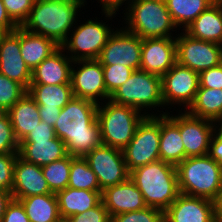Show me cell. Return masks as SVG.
I'll list each match as a JSON object with an SVG mask.
<instances>
[{
  "label": "cell",
  "mask_w": 222,
  "mask_h": 222,
  "mask_svg": "<svg viewBox=\"0 0 222 222\" xmlns=\"http://www.w3.org/2000/svg\"><path fill=\"white\" fill-rule=\"evenodd\" d=\"M56 137L54 127L49 126L45 122H40L33 131L22 141H36L42 139H54Z\"/></svg>",
  "instance_id": "obj_43"
},
{
  "label": "cell",
  "mask_w": 222,
  "mask_h": 222,
  "mask_svg": "<svg viewBox=\"0 0 222 222\" xmlns=\"http://www.w3.org/2000/svg\"><path fill=\"white\" fill-rule=\"evenodd\" d=\"M111 222H164V212L147 206L141 210L112 216Z\"/></svg>",
  "instance_id": "obj_36"
},
{
  "label": "cell",
  "mask_w": 222,
  "mask_h": 222,
  "mask_svg": "<svg viewBox=\"0 0 222 222\" xmlns=\"http://www.w3.org/2000/svg\"><path fill=\"white\" fill-rule=\"evenodd\" d=\"M109 100L139 111L145 110L143 113L146 116H157L158 113L149 114L146 111L151 107L155 109L164 106L161 77L141 69L134 70L130 78L110 96Z\"/></svg>",
  "instance_id": "obj_7"
},
{
  "label": "cell",
  "mask_w": 222,
  "mask_h": 222,
  "mask_svg": "<svg viewBox=\"0 0 222 222\" xmlns=\"http://www.w3.org/2000/svg\"><path fill=\"white\" fill-rule=\"evenodd\" d=\"M55 222H73L71 217L60 216Z\"/></svg>",
  "instance_id": "obj_51"
},
{
  "label": "cell",
  "mask_w": 222,
  "mask_h": 222,
  "mask_svg": "<svg viewBox=\"0 0 222 222\" xmlns=\"http://www.w3.org/2000/svg\"><path fill=\"white\" fill-rule=\"evenodd\" d=\"M6 113L19 143L41 122L38 105L28 92Z\"/></svg>",
  "instance_id": "obj_24"
},
{
  "label": "cell",
  "mask_w": 222,
  "mask_h": 222,
  "mask_svg": "<svg viewBox=\"0 0 222 222\" xmlns=\"http://www.w3.org/2000/svg\"><path fill=\"white\" fill-rule=\"evenodd\" d=\"M215 222H222V194L214 201Z\"/></svg>",
  "instance_id": "obj_49"
},
{
  "label": "cell",
  "mask_w": 222,
  "mask_h": 222,
  "mask_svg": "<svg viewBox=\"0 0 222 222\" xmlns=\"http://www.w3.org/2000/svg\"><path fill=\"white\" fill-rule=\"evenodd\" d=\"M28 94L42 108H64L74 97L71 84H30Z\"/></svg>",
  "instance_id": "obj_30"
},
{
  "label": "cell",
  "mask_w": 222,
  "mask_h": 222,
  "mask_svg": "<svg viewBox=\"0 0 222 222\" xmlns=\"http://www.w3.org/2000/svg\"><path fill=\"white\" fill-rule=\"evenodd\" d=\"M6 34V32L0 28V41H1V38Z\"/></svg>",
  "instance_id": "obj_52"
},
{
  "label": "cell",
  "mask_w": 222,
  "mask_h": 222,
  "mask_svg": "<svg viewBox=\"0 0 222 222\" xmlns=\"http://www.w3.org/2000/svg\"><path fill=\"white\" fill-rule=\"evenodd\" d=\"M74 64H78L77 70ZM70 83L74 97L96 104H100L104 99H110L104 84L103 67L97 59L73 61Z\"/></svg>",
  "instance_id": "obj_13"
},
{
  "label": "cell",
  "mask_w": 222,
  "mask_h": 222,
  "mask_svg": "<svg viewBox=\"0 0 222 222\" xmlns=\"http://www.w3.org/2000/svg\"><path fill=\"white\" fill-rule=\"evenodd\" d=\"M97 110L98 104L78 97L61 109L54 131L65 143L69 155L85 157L102 144Z\"/></svg>",
  "instance_id": "obj_1"
},
{
  "label": "cell",
  "mask_w": 222,
  "mask_h": 222,
  "mask_svg": "<svg viewBox=\"0 0 222 222\" xmlns=\"http://www.w3.org/2000/svg\"><path fill=\"white\" fill-rule=\"evenodd\" d=\"M98 104L97 121L102 144L123 150L134 137L139 123L146 116L128 105L111 100Z\"/></svg>",
  "instance_id": "obj_5"
},
{
  "label": "cell",
  "mask_w": 222,
  "mask_h": 222,
  "mask_svg": "<svg viewBox=\"0 0 222 222\" xmlns=\"http://www.w3.org/2000/svg\"><path fill=\"white\" fill-rule=\"evenodd\" d=\"M10 18L21 26L33 8L35 0H2Z\"/></svg>",
  "instance_id": "obj_39"
},
{
  "label": "cell",
  "mask_w": 222,
  "mask_h": 222,
  "mask_svg": "<svg viewBox=\"0 0 222 222\" xmlns=\"http://www.w3.org/2000/svg\"><path fill=\"white\" fill-rule=\"evenodd\" d=\"M18 153L0 154V190L12 191L14 166Z\"/></svg>",
  "instance_id": "obj_38"
},
{
  "label": "cell",
  "mask_w": 222,
  "mask_h": 222,
  "mask_svg": "<svg viewBox=\"0 0 222 222\" xmlns=\"http://www.w3.org/2000/svg\"><path fill=\"white\" fill-rule=\"evenodd\" d=\"M18 152L19 142L14 135L10 118L6 112H0V154Z\"/></svg>",
  "instance_id": "obj_37"
},
{
  "label": "cell",
  "mask_w": 222,
  "mask_h": 222,
  "mask_svg": "<svg viewBox=\"0 0 222 222\" xmlns=\"http://www.w3.org/2000/svg\"><path fill=\"white\" fill-rule=\"evenodd\" d=\"M19 201L30 222H55L60 217L58 199L54 193L34 195Z\"/></svg>",
  "instance_id": "obj_28"
},
{
  "label": "cell",
  "mask_w": 222,
  "mask_h": 222,
  "mask_svg": "<svg viewBox=\"0 0 222 222\" xmlns=\"http://www.w3.org/2000/svg\"><path fill=\"white\" fill-rule=\"evenodd\" d=\"M215 1L216 0H165L173 23L176 27L183 28V31Z\"/></svg>",
  "instance_id": "obj_31"
},
{
  "label": "cell",
  "mask_w": 222,
  "mask_h": 222,
  "mask_svg": "<svg viewBox=\"0 0 222 222\" xmlns=\"http://www.w3.org/2000/svg\"><path fill=\"white\" fill-rule=\"evenodd\" d=\"M100 5H102V13H104L105 17H108L107 19H111V17L114 18V16L117 14L116 11H119V8L123 3L126 1V4H130L131 2L135 0H99Z\"/></svg>",
  "instance_id": "obj_44"
},
{
  "label": "cell",
  "mask_w": 222,
  "mask_h": 222,
  "mask_svg": "<svg viewBox=\"0 0 222 222\" xmlns=\"http://www.w3.org/2000/svg\"><path fill=\"white\" fill-rule=\"evenodd\" d=\"M85 2L87 3L86 0H35L32 10L20 27L61 46L77 23L78 12L85 6Z\"/></svg>",
  "instance_id": "obj_2"
},
{
  "label": "cell",
  "mask_w": 222,
  "mask_h": 222,
  "mask_svg": "<svg viewBox=\"0 0 222 222\" xmlns=\"http://www.w3.org/2000/svg\"><path fill=\"white\" fill-rule=\"evenodd\" d=\"M129 177L148 207L164 212L180 194L176 166L162 160L132 170Z\"/></svg>",
  "instance_id": "obj_3"
},
{
  "label": "cell",
  "mask_w": 222,
  "mask_h": 222,
  "mask_svg": "<svg viewBox=\"0 0 222 222\" xmlns=\"http://www.w3.org/2000/svg\"><path fill=\"white\" fill-rule=\"evenodd\" d=\"M199 88L222 89V63L199 73Z\"/></svg>",
  "instance_id": "obj_41"
},
{
  "label": "cell",
  "mask_w": 222,
  "mask_h": 222,
  "mask_svg": "<svg viewBox=\"0 0 222 222\" xmlns=\"http://www.w3.org/2000/svg\"><path fill=\"white\" fill-rule=\"evenodd\" d=\"M101 199L110 217L147 207L141 191L130 177L123 183L104 189Z\"/></svg>",
  "instance_id": "obj_20"
},
{
  "label": "cell",
  "mask_w": 222,
  "mask_h": 222,
  "mask_svg": "<svg viewBox=\"0 0 222 222\" xmlns=\"http://www.w3.org/2000/svg\"><path fill=\"white\" fill-rule=\"evenodd\" d=\"M0 73L20 83L28 90L32 71L26 65L20 53V26L6 33L0 41Z\"/></svg>",
  "instance_id": "obj_17"
},
{
  "label": "cell",
  "mask_w": 222,
  "mask_h": 222,
  "mask_svg": "<svg viewBox=\"0 0 222 222\" xmlns=\"http://www.w3.org/2000/svg\"><path fill=\"white\" fill-rule=\"evenodd\" d=\"M101 50L98 61L102 65H123L140 69L142 39L124 28H116Z\"/></svg>",
  "instance_id": "obj_15"
},
{
  "label": "cell",
  "mask_w": 222,
  "mask_h": 222,
  "mask_svg": "<svg viewBox=\"0 0 222 222\" xmlns=\"http://www.w3.org/2000/svg\"><path fill=\"white\" fill-rule=\"evenodd\" d=\"M19 26L10 18L3 1L0 0V28H2L6 33L13 32Z\"/></svg>",
  "instance_id": "obj_47"
},
{
  "label": "cell",
  "mask_w": 222,
  "mask_h": 222,
  "mask_svg": "<svg viewBox=\"0 0 222 222\" xmlns=\"http://www.w3.org/2000/svg\"><path fill=\"white\" fill-rule=\"evenodd\" d=\"M164 222H215L214 201L180 193L164 211Z\"/></svg>",
  "instance_id": "obj_18"
},
{
  "label": "cell",
  "mask_w": 222,
  "mask_h": 222,
  "mask_svg": "<svg viewBox=\"0 0 222 222\" xmlns=\"http://www.w3.org/2000/svg\"><path fill=\"white\" fill-rule=\"evenodd\" d=\"M164 105H183L184 111L194 101L199 88V73L178 62L161 77ZM185 104V105H184Z\"/></svg>",
  "instance_id": "obj_12"
},
{
  "label": "cell",
  "mask_w": 222,
  "mask_h": 222,
  "mask_svg": "<svg viewBox=\"0 0 222 222\" xmlns=\"http://www.w3.org/2000/svg\"><path fill=\"white\" fill-rule=\"evenodd\" d=\"M177 36L176 58L180 65L200 73L222 63L220 44L192 38L185 32Z\"/></svg>",
  "instance_id": "obj_10"
},
{
  "label": "cell",
  "mask_w": 222,
  "mask_h": 222,
  "mask_svg": "<svg viewBox=\"0 0 222 222\" xmlns=\"http://www.w3.org/2000/svg\"><path fill=\"white\" fill-rule=\"evenodd\" d=\"M217 123V124H216ZM215 132L222 137V117L215 122Z\"/></svg>",
  "instance_id": "obj_50"
},
{
  "label": "cell",
  "mask_w": 222,
  "mask_h": 222,
  "mask_svg": "<svg viewBox=\"0 0 222 222\" xmlns=\"http://www.w3.org/2000/svg\"><path fill=\"white\" fill-rule=\"evenodd\" d=\"M59 47L53 40L20 27V53L31 71Z\"/></svg>",
  "instance_id": "obj_27"
},
{
  "label": "cell",
  "mask_w": 222,
  "mask_h": 222,
  "mask_svg": "<svg viewBox=\"0 0 222 222\" xmlns=\"http://www.w3.org/2000/svg\"><path fill=\"white\" fill-rule=\"evenodd\" d=\"M176 171L180 193L212 201L222 194V168L209 155L187 157Z\"/></svg>",
  "instance_id": "obj_4"
},
{
  "label": "cell",
  "mask_w": 222,
  "mask_h": 222,
  "mask_svg": "<svg viewBox=\"0 0 222 222\" xmlns=\"http://www.w3.org/2000/svg\"><path fill=\"white\" fill-rule=\"evenodd\" d=\"M104 84L107 94L111 96L132 75L134 69L123 65H102Z\"/></svg>",
  "instance_id": "obj_35"
},
{
  "label": "cell",
  "mask_w": 222,
  "mask_h": 222,
  "mask_svg": "<svg viewBox=\"0 0 222 222\" xmlns=\"http://www.w3.org/2000/svg\"><path fill=\"white\" fill-rule=\"evenodd\" d=\"M175 37L142 39L140 69L162 77L177 62Z\"/></svg>",
  "instance_id": "obj_16"
},
{
  "label": "cell",
  "mask_w": 222,
  "mask_h": 222,
  "mask_svg": "<svg viewBox=\"0 0 222 222\" xmlns=\"http://www.w3.org/2000/svg\"><path fill=\"white\" fill-rule=\"evenodd\" d=\"M179 111L175 116H170L168 111L166 115L179 127L186 157L208 155L210 141L215 133V122Z\"/></svg>",
  "instance_id": "obj_14"
},
{
  "label": "cell",
  "mask_w": 222,
  "mask_h": 222,
  "mask_svg": "<svg viewBox=\"0 0 222 222\" xmlns=\"http://www.w3.org/2000/svg\"><path fill=\"white\" fill-rule=\"evenodd\" d=\"M59 47L45 58L33 71L30 84L59 85L71 84L73 60Z\"/></svg>",
  "instance_id": "obj_21"
},
{
  "label": "cell",
  "mask_w": 222,
  "mask_h": 222,
  "mask_svg": "<svg viewBox=\"0 0 222 222\" xmlns=\"http://www.w3.org/2000/svg\"><path fill=\"white\" fill-rule=\"evenodd\" d=\"M160 114V160L177 166L186 159L179 127L162 111Z\"/></svg>",
  "instance_id": "obj_25"
},
{
  "label": "cell",
  "mask_w": 222,
  "mask_h": 222,
  "mask_svg": "<svg viewBox=\"0 0 222 222\" xmlns=\"http://www.w3.org/2000/svg\"><path fill=\"white\" fill-rule=\"evenodd\" d=\"M208 155L222 168V137L216 132L212 135Z\"/></svg>",
  "instance_id": "obj_45"
},
{
  "label": "cell",
  "mask_w": 222,
  "mask_h": 222,
  "mask_svg": "<svg viewBox=\"0 0 222 222\" xmlns=\"http://www.w3.org/2000/svg\"><path fill=\"white\" fill-rule=\"evenodd\" d=\"M1 222H30L19 200L13 199L7 204Z\"/></svg>",
  "instance_id": "obj_42"
},
{
  "label": "cell",
  "mask_w": 222,
  "mask_h": 222,
  "mask_svg": "<svg viewBox=\"0 0 222 222\" xmlns=\"http://www.w3.org/2000/svg\"><path fill=\"white\" fill-rule=\"evenodd\" d=\"M192 38L222 43V0H216L184 30Z\"/></svg>",
  "instance_id": "obj_23"
},
{
  "label": "cell",
  "mask_w": 222,
  "mask_h": 222,
  "mask_svg": "<svg viewBox=\"0 0 222 222\" xmlns=\"http://www.w3.org/2000/svg\"><path fill=\"white\" fill-rule=\"evenodd\" d=\"M102 191H89L67 187L59 191L58 199L60 216L71 217L97 206L101 201Z\"/></svg>",
  "instance_id": "obj_26"
},
{
  "label": "cell",
  "mask_w": 222,
  "mask_h": 222,
  "mask_svg": "<svg viewBox=\"0 0 222 222\" xmlns=\"http://www.w3.org/2000/svg\"><path fill=\"white\" fill-rule=\"evenodd\" d=\"M18 154L25 161L41 167L68 155L65 143L57 136L54 139L21 141Z\"/></svg>",
  "instance_id": "obj_22"
},
{
  "label": "cell",
  "mask_w": 222,
  "mask_h": 222,
  "mask_svg": "<svg viewBox=\"0 0 222 222\" xmlns=\"http://www.w3.org/2000/svg\"><path fill=\"white\" fill-rule=\"evenodd\" d=\"M188 114L216 122L222 117V89L198 88Z\"/></svg>",
  "instance_id": "obj_29"
},
{
  "label": "cell",
  "mask_w": 222,
  "mask_h": 222,
  "mask_svg": "<svg viewBox=\"0 0 222 222\" xmlns=\"http://www.w3.org/2000/svg\"><path fill=\"white\" fill-rule=\"evenodd\" d=\"M101 21L98 22L97 18L96 21L90 18L83 24L79 23L78 27L74 26L70 31L72 33L60 47L64 52L69 53L68 56L73 61L98 59L108 38L114 32V29H111L108 24L106 25V22Z\"/></svg>",
  "instance_id": "obj_8"
},
{
  "label": "cell",
  "mask_w": 222,
  "mask_h": 222,
  "mask_svg": "<svg viewBox=\"0 0 222 222\" xmlns=\"http://www.w3.org/2000/svg\"><path fill=\"white\" fill-rule=\"evenodd\" d=\"M96 174L100 189L125 182L129 178L123 151L101 144L84 157Z\"/></svg>",
  "instance_id": "obj_11"
},
{
  "label": "cell",
  "mask_w": 222,
  "mask_h": 222,
  "mask_svg": "<svg viewBox=\"0 0 222 222\" xmlns=\"http://www.w3.org/2000/svg\"><path fill=\"white\" fill-rule=\"evenodd\" d=\"M26 93L27 90L20 83L0 73V112H7Z\"/></svg>",
  "instance_id": "obj_34"
},
{
  "label": "cell",
  "mask_w": 222,
  "mask_h": 222,
  "mask_svg": "<svg viewBox=\"0 0 222 222\" xmlns=\"http://www.w3.org/2000/svg\"><path fill=\"white\" fill-rule=\"evenodd\" d=\"M160 115L145 116L134 137L122 150L129 173L143 165L160 160Z\"/></svg>",
  "instance_id": "obj_9"
},
{
  "label": "cell",
  "mask_w": 222,
  "mask_h": 222,
  "mask_svg": "<svg viewBox=\"0 0 222 222\" xmlns=\"http://www.w3.org/2000/svg\"><path fill=\"white\" fill-rule=\"evenodd\" d=\"M38 111L40 114V119L42 122H45L49 126L54 127L57 122L61 109L60 108H42L38 106Z\"/></svg>",
  "instance_id": "obj_46"
},
{
  "label": "cell",
  "mask_w": 222,
  "mask_h": 222,
  "mask_svg": "<svg viewBox=\"0 0 222 222\" xmlns=\"http://www.w3.org/2000/svg\"><path fill=\"white\" fill-rule=\"evenodd\" d=\"M11 200H12L11 192L0 190V222L5 213L6 206Z\"/></svg>",
  "instance_id": "obj_48"
},
{
  "label": "cell",
  "mask_w": 222,
  "mask_h": 222,
  "mask_svg": "<svg viewBox=\"0 0 222 222\" xmlns=\"http://www.w3.org/2000/svg\"><path fill=\"white\" fill-rule=\"evenodd\" d=\"M49 193L51 191L41 166L29 163L18 155L14 166L12 198L19 200Z\"/></svg>",
  "instance_id": "obj_19"
},
{
  "label": "cell",
  "mask_w": 222,
  "mask_h": 222,
  "mask_svg": "<svg viewBox=\"0 0 222 222\" xmlns=\"http://www.w3.org/2000/svg\"><path fill=\"white\" fill-rule=\"evenodd\" d=\"M123 18L125 30L141 39L173 37L171 31L177 27L172 21L165 0H135L131 2ZM172 34V35H171Z\"/></svg>",
  "instance_id": "obj_6"
},
{
  "label": "cell",
  "mask_w": 222,
  "mask_h": 222,
  "mask_svg": "<svg viewBox=\"0 0 222 222\" xmlns=\"http://www.w3.org/2000/svg\"><path fill=\"white\" fill-rule=\"evenodd\" d=\"M73 222H111L108 210L102 201L87 211L71 216Z\"/></svg>",
  "instance_id": "obj_40"
},
{
  "label": "cell",
  "mask_w": 222,
  "mask_h": 222,
  "mask_svg": "<svg viewBox=\"0 0 222 222\" xmlns=\"http://www.w3.org/2000/svg\"><path fill=\"white\" fill-rule=\"evenodd\" d=\"M68 187L89 191H102L96 174L89 167V164L84 157L71 156Z\"/></svg>",
  "instance_id": "obj_32"
},
{
  "label": "cell",
  "mask_w": 222,
  "mask_h": 222,
  "mask_svg": "<svg viewBox=\"0 0 222 222\" xmlns=\"http://www.w3.org/2000/svg\"><path fill=\"white\" fill-rule=\"evenodd\" d=\"M51 193L57 194L68 187L71 155L41 167Z\"/></svg>",
  "instance_id": "obj_33"
}]
</instances>
